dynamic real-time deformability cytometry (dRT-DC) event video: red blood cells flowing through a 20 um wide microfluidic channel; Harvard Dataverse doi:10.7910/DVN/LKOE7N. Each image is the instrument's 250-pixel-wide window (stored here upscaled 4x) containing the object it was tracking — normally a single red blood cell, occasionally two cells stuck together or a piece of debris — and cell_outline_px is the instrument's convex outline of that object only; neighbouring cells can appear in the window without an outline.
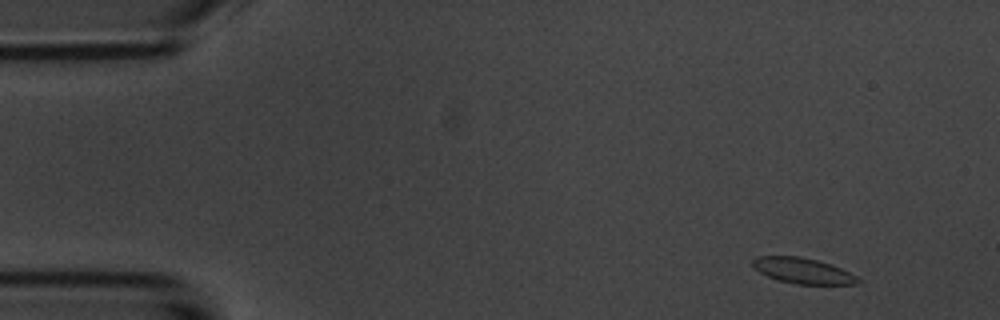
{"species": "common noctule bat (a hibernating species)", "species_latin": "Nyctalus noctula", "temperature_condition": "room temperature", "stored_images_in_passage": 7, "camera_frame_rate_fps": 3000, "um_per_image_px": 0.085, "animal": {"sex": "male", "body_mass_g": 20.1, "forearm_length_mm": 53.5}, "frame": {"image": 1, "passage_image": 1, "time_ms": 0.0, "image_size_px": [1000, 320], "cell_outline_px": [[860, 280], [856, 284], [796, 284], [780, 280], [768, 276], [752, 268], [752, 260], [756, 256], [800, 256], [832, 264], [856, 276]], "centroid_in_image_um": [68.2, 23.0], "position_along_channel_um": 16.8, "area_um2": 15.61}}
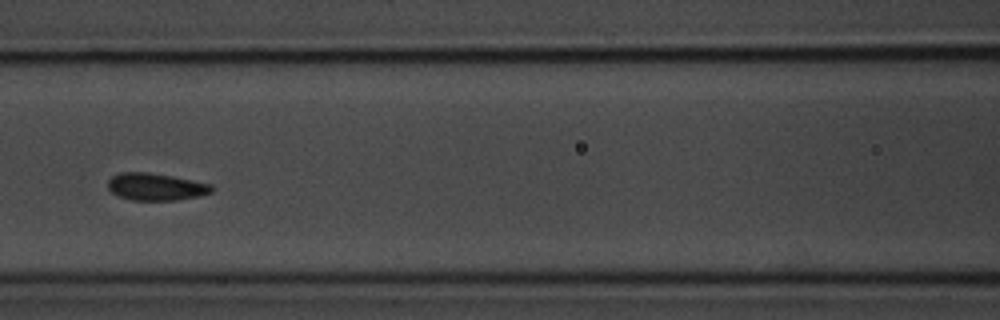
{"frame": {"image": 2, "passage_image": 6, "time_ms": 6.333, "image_size_px": [1000, 320], "cell_outline_px": [[216, 188], [212, 192], [200, 196], [176, 200], [132, 200], [116, 196], [108, 188], [108, 180], [112, 176], [120, 172], [148, 172], [172, 176], [212, 184]], "centroid_in_image_um": [13.26, 15.88], "position_along_channel_um": 153.3, "area_um2": 16.65}}
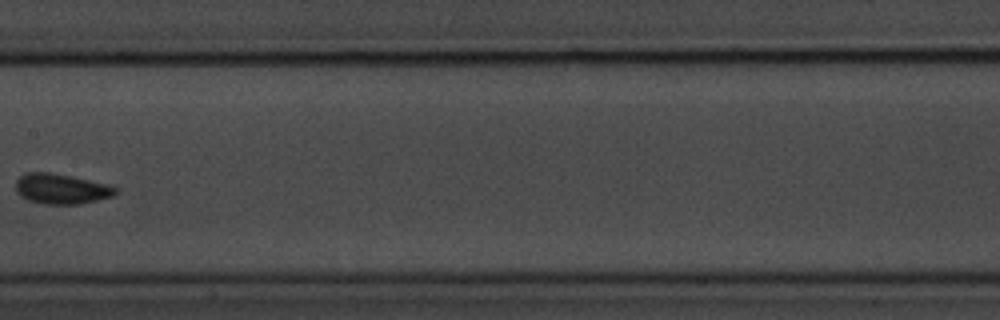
{"frame": {"image": 3, "passage_image": 7, "time_ms": 7.667, "image_size_px": [1000, 320], "cell_outline_px": [[116, 192], [112, 196], [80, 204], [40, 204], [28, 200], [20, 196], [16, 192], [16, 180], [20, 176], [28, 172], [52, 172], [72, 176], [104, 184], [116, 188]], "centroid_in_image_um": [5.13, 16.05], "position_along_channel_um": 202.3, "area_um2": 17.46}}